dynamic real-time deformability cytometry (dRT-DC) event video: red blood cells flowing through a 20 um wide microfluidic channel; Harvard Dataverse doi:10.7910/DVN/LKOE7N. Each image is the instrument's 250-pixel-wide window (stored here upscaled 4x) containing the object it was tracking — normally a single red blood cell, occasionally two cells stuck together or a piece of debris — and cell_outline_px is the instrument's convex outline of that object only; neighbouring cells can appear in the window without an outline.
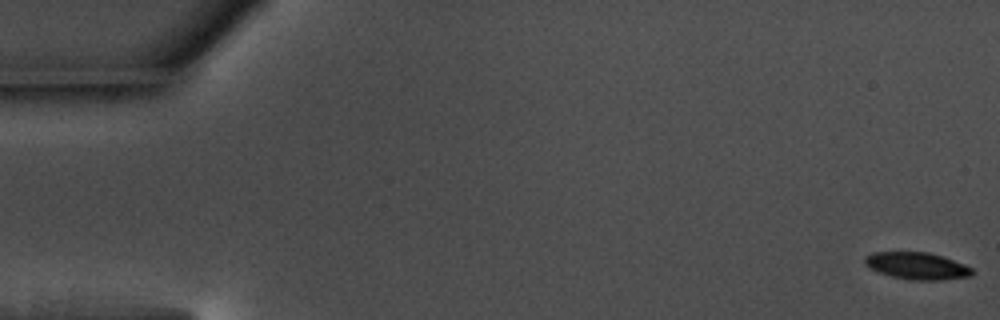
{"species": "common noctule bat (a hibernating species)", "species_latin": "Nyctalus noctula", "temperature_condition": "warm", "stored_images_in_passage": 57, "camera_frame_rate_fps": 3000, "um_per_image_px": 0.085, "animal": {"sex": "male", "body_mass_g": 17.5, "forearm_length_mm": 52.3}, "frame": {"image": 1, "passage_image": 1, "time_ms": 0.0, "image_size_px": [1000, 320], "cell_outline_px": [[976, 272], [972, 276], [940, 280], [908, 280], [892, 276], [880, 272], [864, 264], [864, 256], [872, 252], [928, 252], [964, 264], [972, 268]], "centroid_in_image_um": [77.96, 22.6], "position_along_channel_um": 7.0, "area_um2": 16.88}}
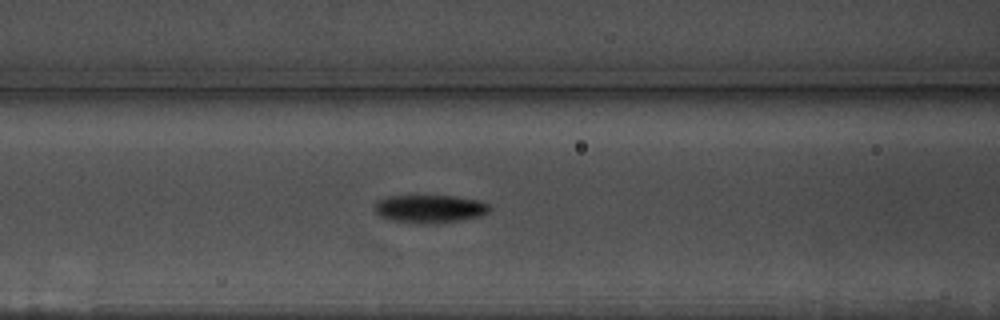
{"frame": {"image": 2, "passage_image": 24, "time_ms": 7.667, "image_size_px": [1000, 320], "cell_outline_px": [[492, 208], [488, 212], [480, 216], [460, 220], [420, 224], [388, 220], [380, 216], [372, 208], [376, 200], [388, 196], [456, 196], [480, 200], [488, 204]], "centroid_in_image_um": [36.49, 17.74], "position_along_channel_um": 130.1, "area_um2": 18.96}}
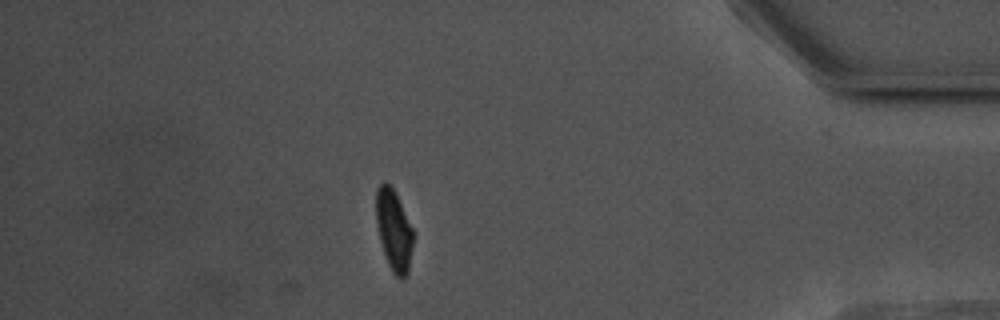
{"frame": {"image": 3, "passage_image": 50, "time_ms": 16.333, "image_size_px": [1000, 320], "cell_outline_px": [[416, 232], [408, 272], [404, 280], [396, 276], [392, 272], [388, 264], [380, 240], [376, 224], [376, 188], [384, 180], [392, 188]], "centroid_in_image_um": [33.51, 19.59], "position_along_channel_um": 401.7, "area_um2": 17.86}, "authors_computed_cell_mechanics": {"area_um2": 18.207, "velocity_mm_per_s": 3.6119, "shape_relaxation_time_tau1_ms": 2.3944, "shape_relaxation_time_tau2_ms": 5.4372, "deformation_change_tau1": 0.1344, "deformation_change_tau2": 0.0849}}